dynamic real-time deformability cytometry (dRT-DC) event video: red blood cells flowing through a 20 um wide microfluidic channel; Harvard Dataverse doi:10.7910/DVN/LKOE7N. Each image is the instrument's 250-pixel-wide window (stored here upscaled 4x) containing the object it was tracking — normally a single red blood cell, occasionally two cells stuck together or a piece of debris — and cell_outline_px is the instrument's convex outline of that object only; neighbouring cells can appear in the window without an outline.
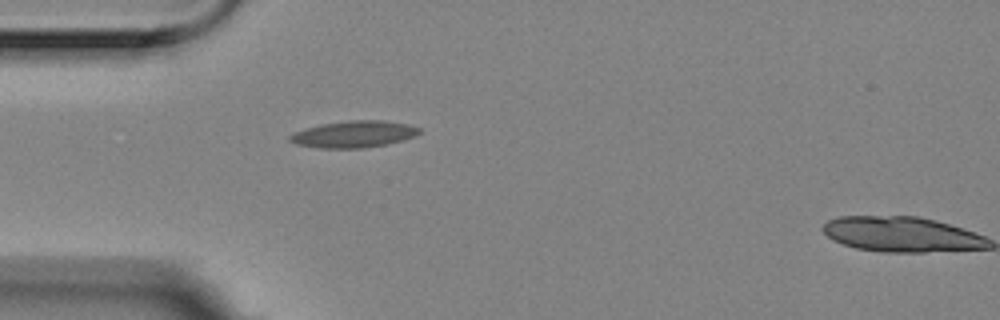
{"species": "Egyptian fruit bat (a non-hibernating species)", "species_latin": "Rousettus aegyptiacus", "temperature_condition": "room temperature", "stored_images_in_passage": 2, "segment_of_instrument_passage": [1, 2], "camera_frame_rate_fps": 3000, "um_per_image_px": 0.085, "animal": {"sex": "female"}, "frame": {"image": 1, "passage_image": 1, "time_ms": 0.0, "image_size_px": [1000, 320], "cell_outline_px": [[420, 132], [416, 136], [388, 144], [364, 148], [320, 148], [296, 144], [288, 140], [288, 136], [296, 132], [308, 128], [324, 124], [348, 120], [380, 120], [408, 124], [420, 128]], "centroid_in_image_um": [30.1, 11.41], "position_along_channel_um": 54.9, "area_um2": 20.0}}